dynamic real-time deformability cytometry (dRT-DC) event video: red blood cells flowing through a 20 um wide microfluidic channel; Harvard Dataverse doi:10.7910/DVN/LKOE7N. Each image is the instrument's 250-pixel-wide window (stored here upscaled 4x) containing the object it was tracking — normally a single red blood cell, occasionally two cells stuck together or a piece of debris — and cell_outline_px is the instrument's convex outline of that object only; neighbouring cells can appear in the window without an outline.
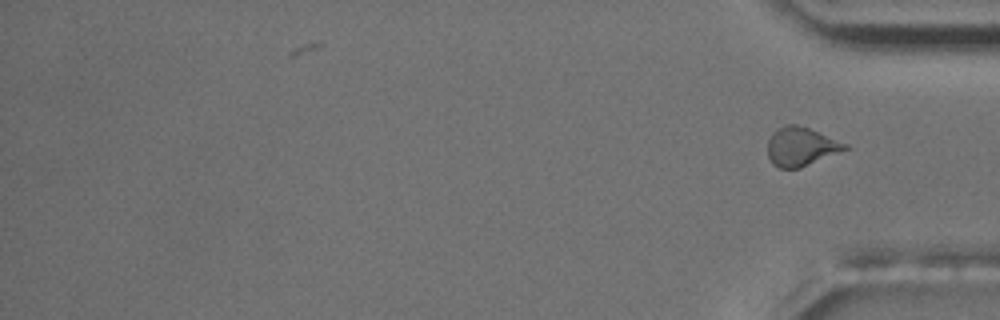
{"species": "common noctule bat (a hibernating species)", "species_latin": "Nyctalus noctula", "temperature_condition": "room temperature", "stored_images_in_passage": 16, "segment_of_instrument_passage": [2, 2], "camera_frame_rate_fps": 3000, "um_per_image_px": 0.085, "animal": {"sex": "male", "body_mass_g": 17.5, "forearm_length_mm": 52.3}, "frame": {"image": 1, "passage_image": 16, "time_ms": 17.333, "image_size_px": [1000, 320], "cell_outline_px": [[852, 148], [800, 168], [780, 168], [772, 164], [768, 156], [768, 140], [772, 132], [776, 128], [788, 124], [796, 124], [808, 128], [848, 144]], "centroid_in_image_um": [68.1, 12.46], "position_along_channel_um": 367.1, "area_um2": 17.63}}